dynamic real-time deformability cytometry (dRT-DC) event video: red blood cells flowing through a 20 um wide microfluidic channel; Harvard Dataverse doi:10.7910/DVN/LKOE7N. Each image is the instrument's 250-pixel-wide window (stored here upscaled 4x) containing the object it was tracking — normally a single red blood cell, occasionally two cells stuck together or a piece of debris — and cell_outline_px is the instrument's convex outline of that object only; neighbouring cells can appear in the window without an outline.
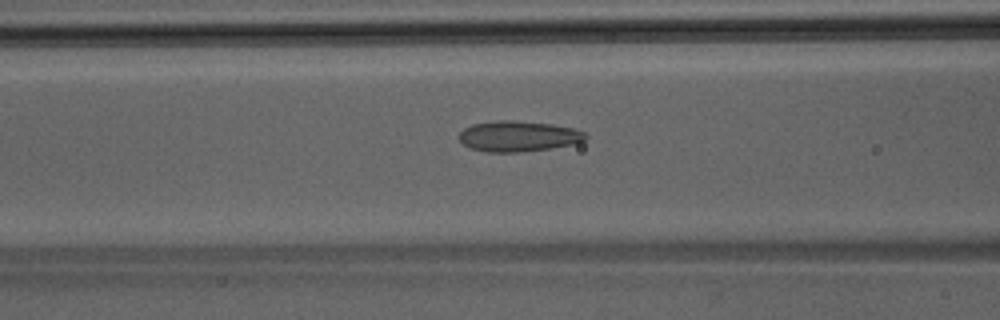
{"species": "Egyptian fruit bat (a non-hibernating species)", "species_latin": "Rousettus aegyptiacus", "temperature_condition": "room temperature", "stored_images_in_passage": 32, "camera_frame_rate_fps": 3000, "um_per_image_px": 0.085, "animal": {"sex": "male"}, "frame": {"image": 1, "passage_image": 10, "time_ms": 3.0, "image_size_px": [1000, 320], "cell_outline_px": [[588, 136], [584, 140], [576, 144], [520, 152], [488, 152], [468, 148], [460, 140], [460, 132], [464, 128], [472, 124], [496, 120], [508, 120], [552, 124], [572, 128], [584, 132]], "centroid_in_image_um": [44.04, 11.58], "position_along_channel_um": 122.6, "area_um2": 22.48}}
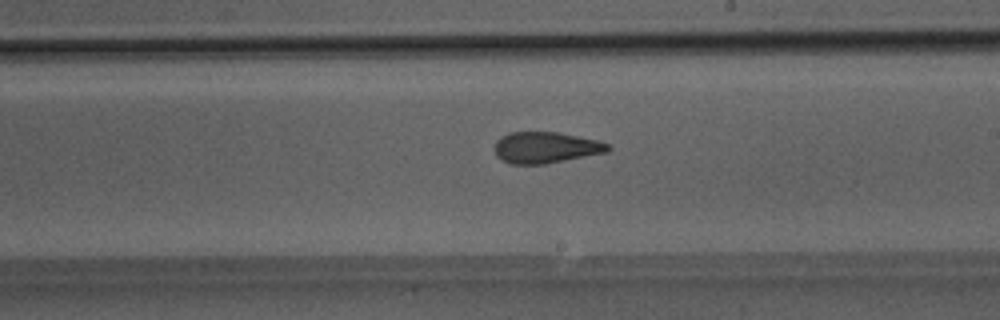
{"frame": {"image": 2, "passage_image": 18, "time_ms": 5.667, "image_size_px": [1000, 320], "cell_outline_px": [[612, 148], [608, 152], [544, 164], [508, 164], [500, 160], [496, 156], [496, 140], [500, 136], [508, 132], [556, 132], [596, 140], [608, 144]], "centroid_in_image_um": [46.35, 12.55], "position_along_channel_um": 242.7, "area_um2": 20.63}}
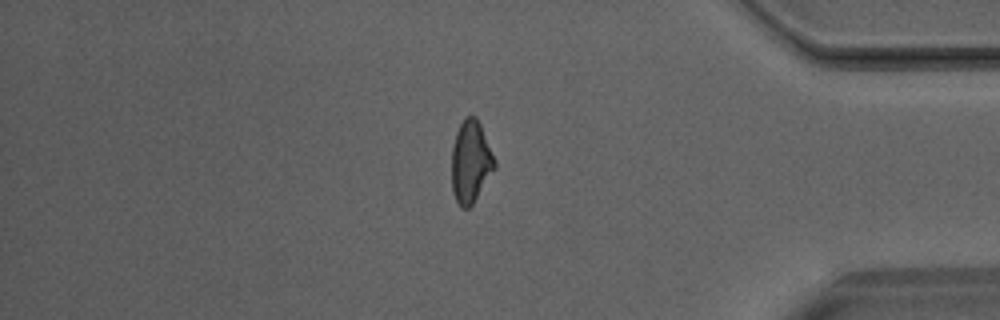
{"frame": {"image": 3, "passage_image": 30, "time_ms": 9.667, "image_size_px": [1000, 320], "cell_outline_px": [[496, 168], [472, 204], [468, 208], [460, 208], [452, 192], [452, 148], [456, 132], [464, 116], [476, 116], [480, 124], [496, 160]], "centroid_in_image_um": [40.01, 13.75], "position_along_channel_um": 395.2, "area_um2": 20.63}}